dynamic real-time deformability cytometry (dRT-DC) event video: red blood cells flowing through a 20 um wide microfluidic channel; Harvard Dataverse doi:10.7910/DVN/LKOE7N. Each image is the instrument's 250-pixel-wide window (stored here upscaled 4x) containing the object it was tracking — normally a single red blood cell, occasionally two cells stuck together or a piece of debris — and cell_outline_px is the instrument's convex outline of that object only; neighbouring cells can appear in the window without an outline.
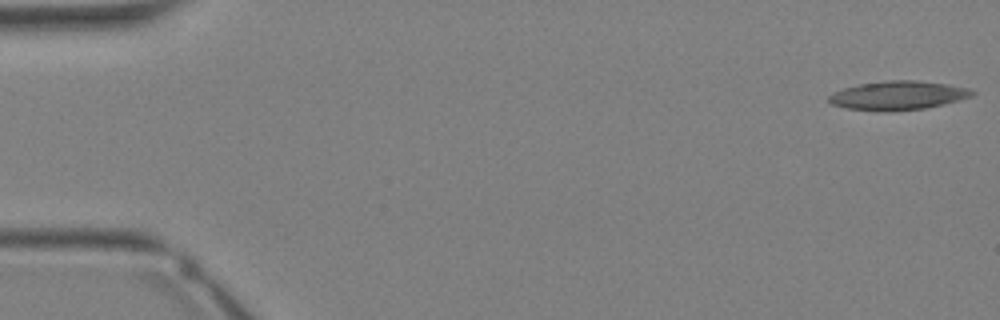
{"species": "Egyptian fruit bat (a non-hibernating species)", "species_latin": "Rousettus aegyptiacus", "temperature_condition": "warm", "stored_images_in_passage": 35, "camera_frame_rate_fps": 3000, "um_per_image_px": 0.085, "animal": {"sex": "female"}, "frame": {"image": 1, "passage_image": 1, "time_ms": 0.0, "image_size_px": [1000, 320], "cell_outline_px": [[976, 92], [972, 96], [944, 104], [924, 108], [880, 112], [876, 112], [844, 108], [828, 104], [828, 96], [832, 92], [844, 88], [860, 84], [888, 80], [916, 80], [948, 84], [968, 88]], "centroid_in_image_um": [76.27, 8.12], "position_along_channel_um": 8.7, "area_um2": 24.33}}
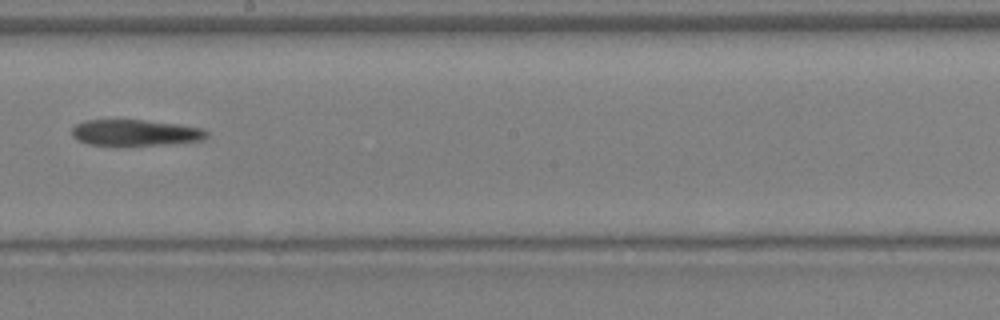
{"frame": {"image": 2, "passage_image": 20, "time_ms": 6.333, "image_size_px": [1000, 320], "cell_outline_px": [[208, 136], [204, 140], [164, 144], [120, 148], [88, 144], [76, 140], [72, 136], [72, 128], [76, 124], [84, 120], [140, 120], [176, 124], [204, 128], [208, 132]], "centroid_in_image_um": [11.45, 11.32], "position_along_channel_um": 236.7, "area_um2": 21.27}}
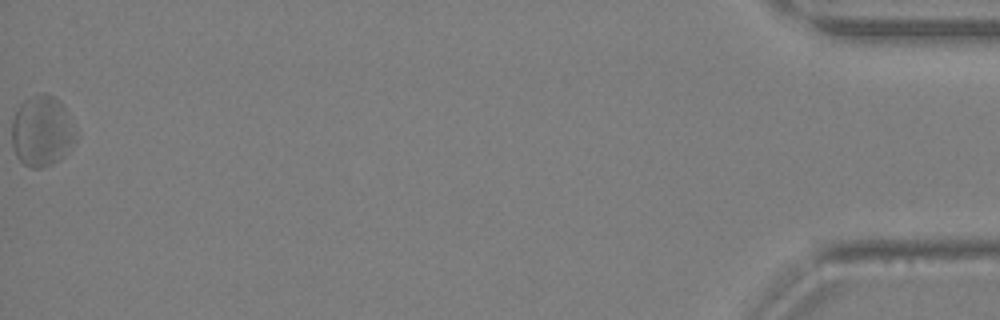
{"frame": {"image": 3, "passage_image": 35, "time_ms": 11.333, "image_size_px": [1000, 320], "cell_outline_px": [[80, 136], [68, 152], [64, 156], [52, 164], [44, 168], [32, 168], [24, 164], [16, 156], [12, 144], [12, 120], [20, 104], [24, 100], [44, 92], [52, 96], [64, 108]], "centroid_in_image_um": [3.59, 11.18], "position_along_channel_um": 431.6, "area_um2": 26.47}}